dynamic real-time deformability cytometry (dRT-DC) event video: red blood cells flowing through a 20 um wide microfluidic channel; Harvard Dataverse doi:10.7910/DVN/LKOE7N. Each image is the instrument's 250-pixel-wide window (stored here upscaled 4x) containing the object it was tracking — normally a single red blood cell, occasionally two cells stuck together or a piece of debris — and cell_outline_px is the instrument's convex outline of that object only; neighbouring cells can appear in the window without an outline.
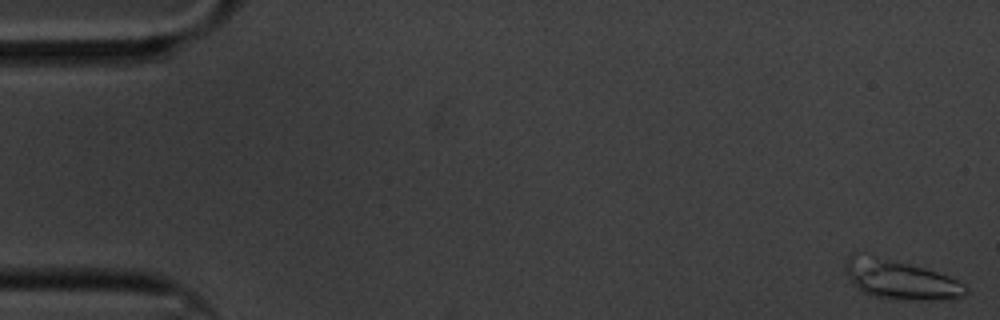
{"species": "common noctule bat (a hibernating species)", "species_latin": "Nyctalus noctula", "temperature_condition": "cold", "stored_images_in_passage": 50, "camera_frame_rate_fps": 3000, "um_per_image_px": 0.085, "animal": {"sex": "male", "body_mass_g": 20.1, "forearm_length_mm": 53.5}, "frame": {"image": 1, "passage_image": 1, "time_ms": 0.0, "image_size_px": [1000, 320], "cell_outline_px": [[968, 292], [964, 296], [916, 300], [872, 296], [856, 288], [844, 272], [844, 260], [852, 252], [856, 252], [876, 256], [924, 268], [948, 276], [964, 284], [968, 288]], "centroid_in_image_um": [76.42, 23.73], "position_along_channel_um": 8.6, "area_um2": 27.17}}
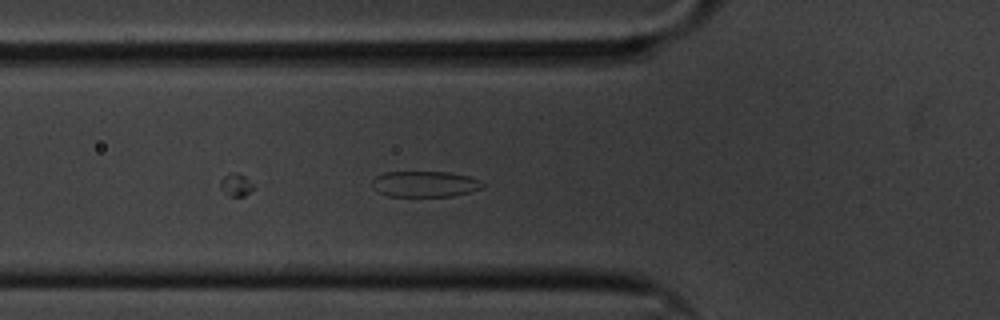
{"frame": {"image": 2, "passage_image": 21, "time_ms": 6.667, "image_size_px": [1000, 320], "cell_outline_px": [[484, 184], [480, 188], [468, 192], [452, 196], [388, 196], [372, 188], [372, 180], [376, 176], [384, 172], [448, 172], [468, 176], [480, 180]], "centroid_in_image_um": [36.08, 15.64], "position_along_channel_um": 89.7, "area_um2": 16.53}}